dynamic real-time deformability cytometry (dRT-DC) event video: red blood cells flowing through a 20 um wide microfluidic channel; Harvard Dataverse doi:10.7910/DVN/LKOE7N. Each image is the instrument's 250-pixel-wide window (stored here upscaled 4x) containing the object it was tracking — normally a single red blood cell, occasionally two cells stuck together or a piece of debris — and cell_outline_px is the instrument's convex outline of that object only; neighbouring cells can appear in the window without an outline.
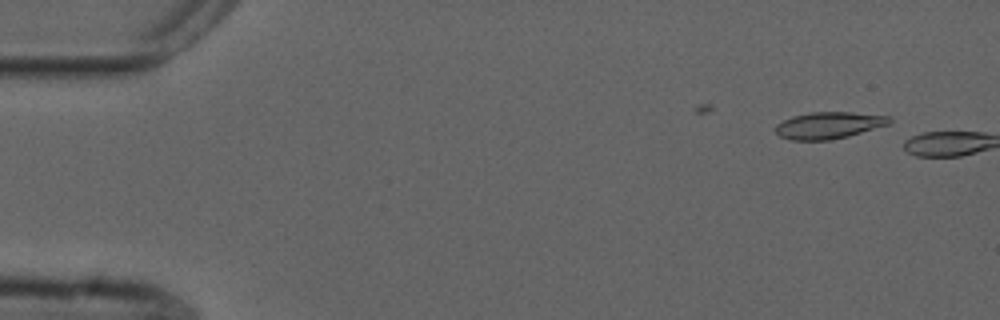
{"species": "common noctule bat (a hibernating species)", "species_latin": "Nyctalus noctula", "temperature_condition": "cold", "stored_images_in_passage": 2, "camera_frame_rate_fps": 3000, "um_per_image_px": 0.085, "animal": {"sex": "male", "forearm_length_mm": 52.5}, "frame": {"image": 1, "passage_image": 1, "time_ms": 0.0, "image_size_px": [1000, 320], "cell_outline_px": [[892, 120], [888, 124], [848, 136], [832, 140], [788, 140], [780, 136], [776, 132], [776, 124], [792, 116], [812, 112], [852, 112], [892, 116]], "centroid_in_image_um": [70.44, 10.65], "position_along_channel_um": 14.6, "area_um2": 17.74}}